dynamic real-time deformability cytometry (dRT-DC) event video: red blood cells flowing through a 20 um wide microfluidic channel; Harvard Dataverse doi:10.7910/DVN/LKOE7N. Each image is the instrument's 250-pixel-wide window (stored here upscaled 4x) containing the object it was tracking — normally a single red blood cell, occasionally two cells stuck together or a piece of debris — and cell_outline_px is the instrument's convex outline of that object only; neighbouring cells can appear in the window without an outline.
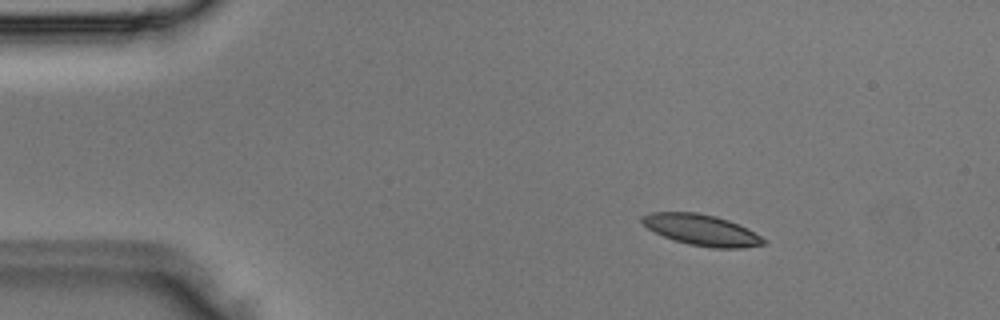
{"species": "Egyptian fruit bat (a non-hibernating species)", "species_latin": "Rousettus aegyptiacus", "temperature_condition": "room temperature", "stored_images_in_passage": 3, "camera_frame_rate_fps": 3000, "um_per_image_px": 0.085, "animal": {"sex": "male"}, "frame": {"image": 1, "passage_image": 1, "time_ms": 0.0, "image_size_px": [1000, 320], "cell_outline_px": [[764, 244], [744, 248], [712, 248], [688, 244], [664, 236], [648, 228], [640, 220], [640, 216], [652, 212], [696, 212], [716, 216], [728, 220], [748, 228], [760, 236], [764, 240]], "centroid_in_image_um": [59.63, 19.54], "position_along_channel_um": 25.4, "area_um2": 21.79}}